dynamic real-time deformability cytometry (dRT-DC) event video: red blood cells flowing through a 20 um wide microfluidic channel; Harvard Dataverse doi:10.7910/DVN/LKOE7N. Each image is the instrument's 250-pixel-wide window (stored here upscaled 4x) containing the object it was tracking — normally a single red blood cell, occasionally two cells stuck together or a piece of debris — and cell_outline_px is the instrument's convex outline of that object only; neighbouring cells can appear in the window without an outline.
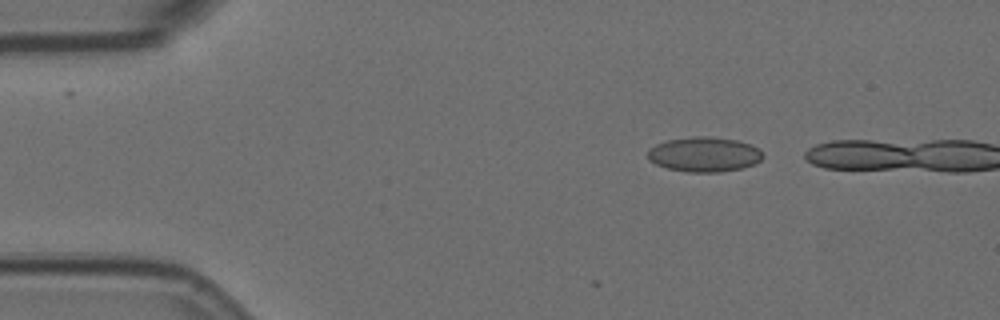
{"species": "Egyptian fruit bat (a non-hibernating species)", "species_latin": "Rousettus aegyptiacus", "temperature_condition": "room temperature", "stored_images_in_passage": 2, "camera_frame_rate_fps": 3000, "um_per_image_px": 0.085, "animal": {"sex": "female"}, "frame": {"image": 1, "passage_image": 1, "time_ms": 0.0, "image_size_px": [1000, 320], "cell_outline_px": [[764, 156], [756, 164], [744, 168], [720, 172], [688, 172], [668, 168], [656, 164], [648, 160], [648, 148], [656, 144], [668, 140], [700, 136], [708, 136], [736, 140], [760, 148]], "centroid_in_image_um": [59.88, 13.13], "position_along_channel_um": 25.1, "area_um2": 23.41}}